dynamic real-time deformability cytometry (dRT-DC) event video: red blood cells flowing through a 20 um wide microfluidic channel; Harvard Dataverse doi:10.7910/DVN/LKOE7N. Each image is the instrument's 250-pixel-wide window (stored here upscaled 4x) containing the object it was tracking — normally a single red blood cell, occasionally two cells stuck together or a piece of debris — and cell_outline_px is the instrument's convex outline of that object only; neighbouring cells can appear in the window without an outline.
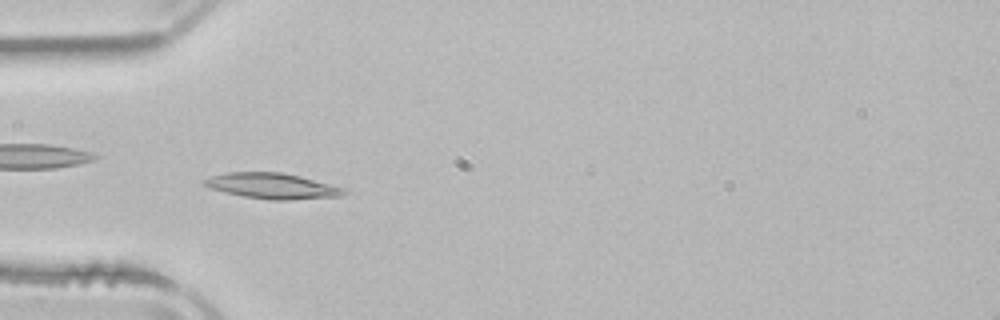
{"species": "common noctule bat (a hibernating species)", "species_latin": "Nyctalus noctula", "temperature_condition": "room temperature", "stored_images_in_passage": 4, "camera_frame_rate_fps": 3000, "um_per_image_px": 0.085, "animal": {"sex": "male", "body_mass_g": 21.5, "forearm_length_mm": 52.0}, "frame": {"image": 1, "passage_image": 4, "time_ms": 5.333, "image_size_px": [1000, 320], "cell_outline_px": [[348, 192], [340, 196], [292, 200], [272, 200], [244, 196], [212, 188], [204, 184], [204, 180], [212, 176], [228, 172], [280, 172], [300, 176], [344, 188]], "centroid_in_image_um": [23.2, 15.8], "position_along_channel_um": 61.8, "area_um2": 20.46}}